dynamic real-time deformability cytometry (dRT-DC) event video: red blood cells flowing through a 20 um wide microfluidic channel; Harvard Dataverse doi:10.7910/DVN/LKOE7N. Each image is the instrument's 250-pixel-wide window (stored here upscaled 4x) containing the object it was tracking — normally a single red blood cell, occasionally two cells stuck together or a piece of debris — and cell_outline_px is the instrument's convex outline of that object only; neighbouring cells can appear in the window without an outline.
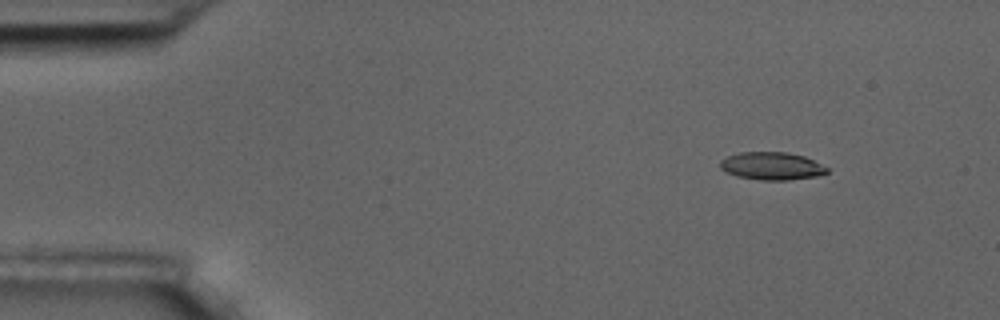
{"species": "common noctule bat (a hibernating species)", "species_latin": "Nyctalus noctula", "temperature_condition": "room temperature", "stored_images_in_passage": 3, "camera_frame_rate_fps": 3000, "um_per_image_px": 0.085, "animal": {"sex": "male", "body_mass_g": 17.5, "forearm_length_mm": 52.3}, "frame": {"image": 1, "passage_image": 1, "time_ms": 0.0, "image_size_px": [1000, 320], "cell_outline_px": [[828, 172], [820, 176], [788, 180], [760, 180], [736, 176], [720, 168], [720, 160], [728, 156], [740, 152], [784, 152], [804, 156], [828, 168]], "centroid_in_image_um": [65.6, 14.12], "position_along_channel_um": 19.4, "area_um2": 17.22}}